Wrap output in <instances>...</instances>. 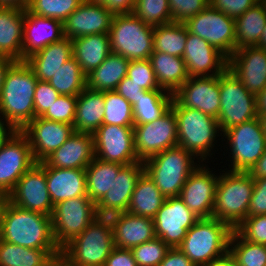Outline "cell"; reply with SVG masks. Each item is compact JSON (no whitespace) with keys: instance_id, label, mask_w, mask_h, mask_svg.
Listing matches in <instances>:
<instances>
[{"instance_id":"obj_51","label":"cell","mask_w":266,"mask_h":266,"mask_svg":"<svg viewBox=\"0 0 266 266\" xmlns=\"http://www.w3.org/2000/svg\"><path fill=\"white\" fill-rule=\"evenodd\" d=\"M59 95L47 81L38 80L34 94V118L41 117Z\"/></svg>"},{"instance_id":"obj_61","label":"cell","mask_w":266,"mask_h":266,"mask_svg":"<svg viewBox=\"0 0 266 266\" xmlns=\"http://www.w3.org/2000/svg\"><path fill=\"white\" fill-rule=\"evenodd\" d=\"M15 61L11 58L0 57V98L2 92V86L4 83V78L7 70Z\"/></svg>"},{"instance_id":"obj_21","label":"cell","mask_w":266,"mask_h":266,"mask_svg":"<svg viewBox=\"0 0 266 266\" xmlns=\"http://www.w3.org/2000/svg\"><path fill=\"white\" fill-rule=\"evenodd\" d=\"M227 69L258 96L266 87V50L257 46L239 48L228 58Z\"/></svg>"},{"instance_id":"obj_60","label":"cell","mask_w":266,"mask_h":266,"mask_svg":"<svg viewBox=\"0 0 266 266\" xmlns=\"http://www.w3.org/2000/svg\"><path fill=\"white\" fill-rule=\"evenodd\" d=\"M16 130L8 123L0 120V148Z\"/></svg>"},{"instance_id":"obj_42","label":"cell","mask_w":266,"mask_h":266,"mask_svg":"<svg viewBox=\"0 0 266 266\" xmlns=\"http://www.w3.org/2000/svg\"><path fill=\"white\" fill-rule=\"evenodd\" d=\"M229 252L237 266H266V245L248 241L235 230L230 237Z\"/></svg>"},{"instance_id":"obj_64","label":"cell","mask_w":266,"mask_h":266,"mask_svg":"<svg viewBox=\"0 0 266 266\" xmlns=\"http://www.w3.org/2000/svg\"><path fill=\"white\" fill-rule=\"evenodd\" d=\"M257 112H266V87L257 96Z\"/></svg>"},{"instance_id":"obj_58","label":"cell","mask_w":266,"mask_h":266,"mask_svg":"<svg viewBox=\"0 0 266 266\" xmlns=\"http://www.w3.org/2000/svg\"><path fill=\"white\" fill-rule=\"evenodd\" d=\"M248 173L253 178H266V150Z\"/></svg>"},{"instance_id":"obj_62","label":"cell","mask_w":266,"mask_h":266,"mask_svg":"<svg viewBox=\"0 0 266 266\" xmlns=\"http://www.w3.org/2000/svg\"><path fill=\"white\" fill-rule=\"evenodd\" d=\"M31 0H0V6L17 7L26 10Z\"/></svg>"},{"instance_id":"obj_33","label":"cell","mask_w":266,"mask_h":266,"mask_svg":"<svg viewBox=\"0 0 266 266\" xmlns=\"http://www.w3.org/2000/svg\"><path fill=\"white\" fill-rule=\"evenodd\" d=\"M149 61L160 88L174 94L189 78L182 57L152 52Z\"/></svg>"},{"instance_id":"obj_27","label":"cell","mask_w":266,"mask_h":266,"mask_svg":"<svg viewBox=\"0 0 266 266\" xmlns=\"http://www.w3.org/2000/svg\"><path fill=\"white\" fill-rule=\"evenodd\" d=\"M46 172V183L53 205L60 201L88 196L85 169L48 167L38 163Z\"/></svg>"},{"instance_id":"obj_16","label":"cell","mask_w":266,"mask_h":266,"mask_svg":"<svg viewBox=\"0 0 266 266\" xmlns=\"http://www.w3.org/2000/svg\"><path fill=\"white\" fill-rule=\"evenodd\" d=\"M198 219L179 196L166 198L153 218L156 237L170 248H178Z\"/></svg>"},{"instance_id":"obj_47","label":"cell","mask_w":266,"mask_h":266,"mask_svg":"<svg viewBox=\"0 0 266 266\" xmlns=\"http://www.w3.org/2000/svg\"><path fill=\"white\" fill-rule=\"evenodd\" d=\"M77 96L59 95L56 101L41 116L44 119L73 125Z\"/></svg>"},{"instance_id":"obj_9","label":"cell","mask_w":266,"mask_h":266,"mask_svg":"<svg viewBox=\"0 0 266 266\" xmlns=\"http://www.w3.org/2000/svg\"><path fill=\"white\" fill-rule=\"evenodd\" d=\"M220 112L218 124L221 133L259 116L257 96L250 93L228 69L219 75Z\"/></svg>"},{"instance_id":"obj_54","label":"cell","mask_w":266,"mask_h":266,"mask_svg":"<svg viewBox=\"0 0 266 266\" xmlns=\"http://www.w3.org/2000/svg\"><path fill=\"white\" fill-rule=\"evenodd\" d=\"M119 95H122L133 106L141 96L147 92L138 84L133 82L129 77L125 76L115 89Z\"/></svg>"},{"instance_id":"obj_50","label":"cell","mask_w":266,"mask_h":266,"mask_svg":"<svg viewBox=\"0 0 266 266\" xmlns=\"http://www.w3.org/2000/svg\"><path fill=\"white\" fill-rule=\"evenodd\" d=\"M235 231L248 241L266 245V214L246 217Z\"/></svg>"},{"instance_id":"obj_11","label":"cell","mask_w":266,"mask_h":266,"mask_svg":"<svg viewBox=\"0 0 266 266\" xmlns=\"http://www.w3.org/2000/svg\"><path fill=\"white\" fill-rule=\"evenodd\" d=\"M98 218L96 204L88 196L60 201L51 216L56 244L62 249Z\"/></svg>"},{"instance_id":"obj_44","label":"cell","mask_w":266,"mask_h":266,"mask_svg":"<svg viewBox=\"0 0 266 266\" xmlns=\"http://www.w3.org/2000/svg\"><path fill=\"white\" fill-rule=\"evenodd\" d=\"M84 0H31L27 10L33 15L60 22L76 10Z\"/></svg>"},{"instance_id":"obj_12","label":"cell","mask_w":266,"mask_h":266,"mask_svg":"<svg viewBox=\"0 0 266 266\" xmlns=\"http://www.w3.org/2000/svg\"><path fill=\"white\" fill-rule=\"evenodd\" d=\"M184 24L189 33L207 41L227 59L236 50L235 19L210 4Z\"/></svg>"},{"instance_id":"obj_10","label":"cell","mask_w":266,"mask_h":266,"mask_svg":"<svg viewBox=\"0 0 266 266\" xmlns=\"http://www.w3.org/2000/svg\"><path fill=\"white\" fill-rule=\"evenodd\" d=\"M232 172H249L266 150V136L258 116L226 130ZM232 158V159H231Z\"/></svg>"},{"instance_id":"obj_6","label":"cell","mask_w":266,"mask_h":266,"mask_svg":"<svg viewBox=\"0 0 266 266\" xmlns=\"http://www.w3.org/2000/svg\"><path fill=\"white\" fill-rule=\"evenodd\" d=\"M233 229L216 218H199L178 247L196 266H202L229 251Z\"/></svg>"},{"instance_id":"obj_24","label":"cell","mask_w":266,"mask_h":266,"mask_svg":"<svg viewBox=\"0 0 266 266\" xmlns=\"http://www.w3.org/2000/svg\"><path fill=\"white\" fill-rule=\"evenodd\" d=\"M143 173V161L125 165L114 179L112 188L96 204L97 215L109 217L126 212L137 181Z\"/></svg>"},{"instance_id":"obj_45","label":"cell","mask_w":266,"mask_h":266,"mask_svg":"<svg viewBox=\"0 0 266 266\" xmlns=\"http://www.w3.org/2000/svg\"><path fill=\"white\" fill-rule=\"evenodd\" d=\"M132 13L153 27L172 23L168 0H137Z\"/></svg>"},{"instance_id":"obj_3","label":"cell","mask_w":266,"mask_h":266,"mask_svg":"<svg viewBox=\"0 0 266 266\" xmlns=\"http://www.w3.org/2000/svg\"><path fill=\"white\" fill-rule=\"evenodd\" d=\"M195 158L199 164L194 161ZM200 163L193 153L177 145L146 159L143 165L144 172L169 198L180 195L187 178Z\"/></svg>"},{"instance_id":"obj_17","label":"cell","mask_w":266,"mask_h":266,"mask_svg":"<svg viewBox=\"0 0 266 266\" xmlns=\"http://www.w3.org/2000/svg\"><path fill=\"white\" fill-rule=\"evenodd\" d=\"M8 201L24 210L52 216L54 205L47 188L46 172L38 163L17 181Z\"/></svg>"},{"instance_id":"obj_39","label":"cell","mask_w":266,"mask_h":266,"mask_svg":"<svg viewBox=\"0 0 266 266\" xmlns=\"http://www.w3.org/2000/svg\"><path fill=\"white\" fill-rule=\"evenodd\" d=\"M172 101L173 94L164 89L148 90L133 105L134 124L157 120L171 108Z\"/></svg>"},{"instance_id":"obj_56","label":"cell","mask_w":266,"mask_h":266,"mask_svg":"<svg viewBox=\"0 0 266 266\" xmlns=\"http://www.w3.org/2000/svg\"><path fill=\"white\" fill-rule=\"evenodd\" d=\"M159 266H196L179 248H170Z\"/></svg>"},{"instance_id":"obj_48","label":"cell","mask_w":266,"mask_h":266,"mask_svg":"<svg viewBox=\"0 0 266 266\" xmlns=\"http://www.w3.org/2000/svg\"><path fill=\"white\" fill-rule=\"evenodd\" d=\"M127 77L146 91L162 89L156 81L149 59L129 61Z\"/></svg>"},{"instance_id":"obj_18","label":"cell","mask_w":266,"mask_h":266,"mask_svg":"<svg viewBox=\"0 0 266 266\" xmlns=\"http://www.w3.org/2000/svg\"><path fill=\"white\" fill-rule=\"evenodd\" d=\"M207 167L202 162L187 178L179 195L184 204L198 218L212 217L216 188L219 181V176H216Z\"/></svg>"},{"instance_id":"obj_19","label":"cell","mask_w":266,"mask_h":266,"mask_svg":"<svg viewBox=\"0 0 266 266\" xmlns=\"http://www.w3.org/2000/svg\"><path fill=\"white\" fill-rule=\"evenodd\" d=\"M21 132L27 137L33 159L43 162L74 133L73 125L36 117Z\"/></svg>"},{"instance_id":"obj_5","label":"cell","mask_w":266,"mask_h":266,"mask_svg":"<svg viewBox=\"0 0 266 266\" xmlns=\"http://www.w3.org/2000/svg\"><path fill=\"white\" fill-rule=\"evenodd\" d=\"M225 170L220 171L212 217L235 230L247 217L254 179L248 172Z\"/></svg>"},{"instance_id":"obj_25","label":"cell","mask_w":266,"mask_h":266,"mask_svg":"<svg viewBox=\"0 0 266 266\" xmlns=\"http://www.w3.org/2000/svg\"><path fill=\"white\" fill-rule=\"evenodd\" d=\"M95 158L93 134L75 132L43 162L48 167L85 169Z\"/></svg>"},{"instance_id":"obj_35","label":"cell","mask_w":266,"mask_h":266,"mask_svg":"<svg viewBox=\"0 0 266 266\" xmlns=\"http://www.w3.org/2000/svg\"><path fill=\"white\" fill-rule=\"evenodd\" d=\"M165 200L166 197L144 172L137 181L127 212L153 219Z\"/></svg>"},{"instance_id":"obj_23","label":"cell","mask_w":266,"mask_h":266,"mask_svg":"<svg viewBox=\"0 0 266 266\" xmlns=\"http://www.w3.org/2000/svg\"><path fill=\"white\" fill-rule=\"evenodd\" d=\"M182 58L189 77L220 75L228 65V59L220 51L189 32Z\"/></svg>"},{"instance_id":"obj_37","label":"cell","mask_w":266,"mask_h":266,"mask_svg":"<svg viewBox=\"0 0 266 266\" xmlns=\"http://www.w3.org/2000/svg\"><path fill=\"white\" fill-rule=\"evenodd\" d=\"M61 249H33L0 240V266H49Z\"/></svg>"},{"instance_id":"obj_38","label":"cell","mask_w":266,"mask_h":266,"mask_svg":"<svg viewBox=\"0 0 266 266\" xmlns=\"http://www.w3.org/2000/svg\"><path fill=\"white\" fill-rule=\"evenodd\" d=\"M124 165L94 158L85 168L88 197L97 204L112 188L114 179Z\"/></svg>"},{"instance_id":"obj_34","label":"cell","mask_w":266,"mask_h":266,"mask_svg":"<svg viewBox=\"0 0 266 266\" xmlns=\"http://www.w3.org/2000/svg\"><path fill=\"white\" fill-rule=\"evenodd\" d=\"M129 60L111 52L108 57L87 75V87L97 91H115L127 76Z\"/></svg>"},{"instance_id":"obj_15","label":"cell","mask_w":266,"mask_h":266,"mask_svg":"<svg viewBox=\"0 0 266 266\" xmlns=\"http://www.w3.org/2000/svg\"><path fill=\"white\" fill-rule=\"evenodd\" d=\"M34 164L27 137L21 131H15L0 148V193L8 196Z\"/></svg>"},{"instance_id":"obj_55","label":"cell","mask_w":266,"mask_h":266,"mask_svg":"<svg viewBox=\"0 0 266 266\" xmlns=\"http://www.w3.org/2000/svg\"><path fill=\"white\" fill-rule=\"evenodd\" d=\"M103 266H138L131 249L114 247Z\"/></svg>"},{"instance_id":"obj_52","label":"cell","mask_w":266,"mask_h":266,"mask_svg":"<svg viewBox=\"0 0 266 266\" xmlns=\"http://www.w3.org/2000/svg\"><path fill=\"white\" fill-rule=\"evenodd\" d=\"M254 188L247 209V217L266 214V178H253Z\"/></svg>"},{"instance_id":"obj_40","label":"cell","mask_w":266,"mask_h":266,"mask_svg":"<svg viewBox=\"0 0 266 266\" xmlns=\"http://www.w3.org/2000/svg\"><path fill=\"white\" fill-rule=\"evenodd\" d=\"M188 30L184 23L154 26L153 52L183 57Z\"/></svg>"},{"instance_id":"obj_7","label":"cell","mask_w":266,"mask_h":266,"mask_svg":"<svg viewBox=\"0 0 266 266\" xmlns=\"http://www.w3.org/2000/svg\"><path fill=\"white\" fill-rule=\"evenodd\" d=\"M113 227L109 217L98 216L73 238L61 253L78 266H103L114 248Z\"/></svg>"},{"instance_id":"obj_43","label":"cell","mask_w":266,"mask_h":266,"mask_svg":"<svg viewBox=\"0 0 266 266\" xmlns=\"http://www.w3.org/2000/svg\"><path fill=\"white\" fill-rule=\"evenodd\" d=\"M103 124L134 126L133 106L115 91H104Z\"/></svg>"},{"instance_id":"obj_14","label":"cell","mask_w":266,"mask_h":266,"mask_svg":"<svg viewBox=\"0 0 266 266\" xmlns=\"http://www.w3.org/2000/svg\"><path fill=\"white\" fill-rule=\"evenodd\" d=\"M133 127L102 124L93 133L95 157L124 166L140 161L135 152Z\"/></svg>"},{"instance_id":"obj_28","label":"cell","mask_w":266,"mask_h":266,"mask_svg":"<svg viewBox=\"0 0 266 266\" xmlns=\"http://www.w3.org/2000/svg\"><path fill=\"white\" fill-rule=\"evenodd\" d=\"M23 32V61L31 54L64 37L62 22L33 15L27 9Z\"/></svg>"},{"instance_id":"obj_2","label":"cell","mask_w":266,"mask_h":266,"mask_svg":"<svg viewBox=\"0 0 266 266\" xmlns=\"http://www.w3.org/2000/svg\"><path fill=\"white\" fill-rule=\"evenodd\" d=\"M0 240L33 249H60L54 239L51 216L24 210L9 201L2 211Z\"/></svg>"},{"instance_id":"obj_29","label":"cell","mask_w":266,"mask_h":266,"mask_svg":"<svg viewBox=\"0 0 266 266\" xmlns=\"http://www.w3.org/2000/svg\"><path fill=\"white\" fill-rule=\"evenodd\" d=\"M26 10L0 6V57L23 61V34Z\"/></svg>"},{"instance_id":"obj_66","label":"cell","mask_w":266,"mask_h":266,"mask_svg":"<svg viewBox=\"0 0 266 266\" xmlns=\"http://www.w3.org/2000/svg\"><path fill=\"white\" fill-rule=\"evenodd\" d=\"M7 201H8V196L0 193V224H1L2 211Z\"/></svg>"},{"instance_id":"obj_36","label":"cell","mask_w":266,"mask_h":266,"mask_svg":"<svg viewBox=\"0 0 266 266\" xmlns=\"http://www.w3.org/2000/svg\"><path fill=\"white\" fill-rule=\"evenodd\" d=\"M266 26V5L261 0L235 18L236 50L257 46Z\"/></svg>"},{"instance_id":"obj_26","label":"cell","mask_w":266,"mask_h":266,"mask_svg":"<svg viewBox=\"0 0 266 266\" xmlns=\"http://www.w3.org/2000/svg\"><path fill=\"white\" fill-rule=\"evenodd\" d=\"M113 227L114 246L121 249H132L156 237L154 220L129 212L109 216Z\"/></svg>"},{"instance_id":"obj_22","label":"cell","mask_w":266,"mask_h":266,"mask_svg":"<svg viewBox=\"0 0 266 266\" xmlns=\"http://www.w3.org/2000/svg\"><path fill=\"white\" fill-rule=\"evenodd\" d=\"M113 16L101 3L84 0L63 22L64 37L108 34Z\"/></svg>"},{"instance_id":"obj_41","label":"cell","mask_w":266,"mask_h":266,"mask_svg":"<svg viewBox=\"0 0 266 266\" xmlns=\"http://www.w3.org/2000/svg\"><path fill=\"white\" fill-rule=\"evenodd\" d=\"M48 83L60 95L78 96L87 87V76L72 56L55 72Z\"/></svg>"},{"instance_id":"obj_57","label":"cell","mask_w":266,"mask_h":266,"mask_svg":"<svg viewBox=\"0 0 266 266\" xmlns=\"http://www.w3.org/2000/svg\"><path fill=\"white\" fill-rule=\"evenodd\" d=\"M101 3L113 15L129 14L133 12L134 3L131 0H94Z\"/></svg>"},{"instance_id":"obj_1","label":"cell","mask_w":266,"mask_h":266,"mask_svg":"<svg viewBox=\"0 0 266 266\" xmlns=\"http://www.w3.org/2000/svg\"><path fill=\"white\" fill-rule=\"evenodd\" d=\"M38 79L25 61L7 70L0 98V120L21 131L34 119V94Z\"/></svg>"},{"instance_id":"obj_32","label":"cell","mask_w":266,"mask_h":266,"mask_svg":"<svg viewBox=\"0 0 266 266\" xmlns=\"http://www.w3.org/2000/svg\"><path fill=\"white\" fill-rule=\"evenodd\" d=\"M73 57L87 76L112 52L108 34H94L72 40Z\"/></svg>"},{"instance_id":"obj_31","label":"cell","mask_w":266,"mask_h":266,"mask_svg":"<svg viewBox=\"0 0 266 266\" xmlns=\"http://www.w3.org/2000/svg\"><path fill=\"white\" fill-rule=\"evenodd\" d=\"M104 104V92L86 87L77 96L74 131L93 134L103 124Z\"/></svg>"},{"instance_id":"obj_13","label":"cell","mask_w":266,"mask_h":266,"mask_svg":"<svg viewBox=\"0 0 266 266\" xmlns=\"http://www.w3.org/2000/svg\"><path fill=\"white\" fill-rule=\"evenodd\" d=\"M134 147L140 161L178 145L176 115L170 108L151 123L134 124Z\"/></svg>"},{"instance_id":"obj_30","label":"cell","mask_w":266,"mask_h":266,"mask_svg":"<svg viewBox=\"0 0 266 266\" xmlns=\"http://www.w3.org/2000/svg\"><path fill=\"white\" fill-rule=\"evenodd\" d=\"M72 56V40L63 37L61 40L31 54L25 59V62L34 71L39 81L48 82L55 72Z\"/></svg>"},{"instance_id":"obj_46","label":"cell","mask_w":266,"mask_h":266,"mask_svg":"<svg viewBox=\"0 0 266 266\" xmlns=\"http://www.w3.org/2000/svg\"><path fill=\"white\" fill-rule=\"evenodd\" d=\"M170 247L158 237L131 249L138 266H159Z\"/></svg>"},{"instance_id":"obj_8","label":"cell","mask_w":266,"mask_h":266,"mask_svg":"<svg viewBox=\"0 0 266 266\" xmlns=\"http://www.w3.org/2000/svg\"><path fill=\"white\" fill-rule=\"evenodd\" d=\"M154 27L133 13L113 16L108 32L112 52L129 61L149 59L153 52Z\"/></svg>"},{"instance_id":"obj_53","label":"cell","mask_w":266,"mask_h":266,"mask_svg":"<svg viewBox=\"0 0 266 266\" xmlns=\"http://www.w3.org/2000/svg\"><path fill=\"white\" fill-rule=\"evenodd\" d=\"M259 1L261 0H210V5L235 19Z\"/></svg>"},{"instance_id":"obj_63","label":"cell","mask_w":266,"mask_h":266,"mask_svg":"<svg viewBox=\"0 0 266 266\" xmlns=\"http://www.w3.org/2000/svg\"><path fill=\"white\" fill-rule=\"evenodd\" d=\"M49 266H78L72 263L66 256L59 253L53 257Z\"/></svg>"},{"instance_id":"obj_59","label":"cell","mask_w":266,"mask_h":266,"mask_svg":"<svg viewBox=\"0 0 266 266\" xmlns=\"http://www.w3.org/2000/svg\"><path fill=\"white\" fill-rule=\"evenodd\" d=\"M202 266H237L233 256L228 251L223 256L213 259L207 264Z\"/></svg>"},{"instance_id":"obj_20","label":"cell","mask_w":266,"mask_h":266,"mask_svg":"<svg viewBox=\"0 0 266 266\" xmlns=\"http://www.w3.org/2000/svg\"><path fill=\"white\" fill-rule=\"evenodd\" d=\"M173 98L182 107L197 109L217 119L221 103L219 75L189 77Z\"/></svg>"},{"instance_id":"obj_49","label":"cell","mask_w":266,"mask_h":266,"mask_svg":"<svg viewBox=\"0 0 266 266\" xmlns=\"http://www.w3.org/2000/svg\"><path fill=\"white\" fill-rule=\"evenodd\" d=\"M172 22L185 23L203 11L210 0H168Z\"/></svg>"},{"instance_id":"obj_4","label":"cell","mask_w":266,"mask_h":266,"mask_svg":"<svg viewBox=\"0 0 266 266\" xmlns=\"http://www.w3.org/2000/svg\"><path fill=\"white\" fill-rule=\"evenodd\" d=\"M171 108L176 115L178 146L193 153L201 162L209 160L208 156L214 154V141L222 137L218 120L197 109L182 107L174 98Z\"/></svg>"},{"instance_id":"obj_67","label":"cell","mask_w":266,"mask_h":266,"mask_svg":"<svg viewBox=\"0 0 266 266\" xmlns=\"http://www.w3.org/2000/svg\"><path fill=\"white\" fill-rule=\"evenodd\" d=\"M259 117L261 118L263 128H264V134L266 136V112H260Z\"/></svg>"},{"instance_id":"obj_65","label":"cell","mask_w":266,"mask_h":266,"mask_svg":"<svg viewBox=\"0 0 266 266\" xmlns=\"http://www.w3.org/2000/svg\"><path fill=\"white\" fill-rule=\"evenodd\" d=\"M257 47L266 50V26L264 27V30L262 32L260 39H259V43H258Z\"/></svg>"}]
</instances>
